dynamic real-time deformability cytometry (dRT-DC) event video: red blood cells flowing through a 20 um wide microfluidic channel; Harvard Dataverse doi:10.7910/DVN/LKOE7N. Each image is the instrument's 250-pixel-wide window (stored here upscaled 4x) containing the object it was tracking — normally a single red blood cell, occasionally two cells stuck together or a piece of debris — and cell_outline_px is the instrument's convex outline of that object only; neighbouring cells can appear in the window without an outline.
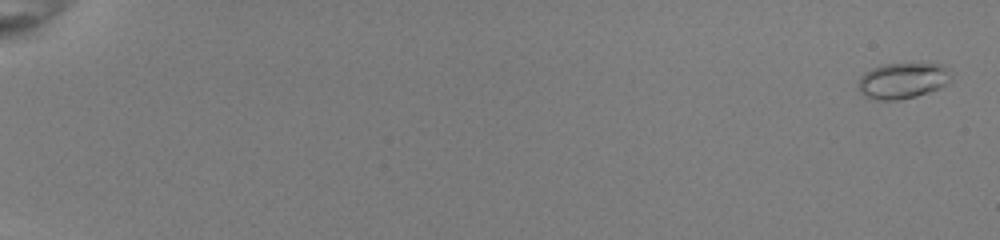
{"species": "common noctule bat (a hibernating species)", "species_latin": "Nyctalus noctula", "temperature_condition": "room temperature", "stored_images_in_passage": 54, "camera_frame_rate_fps": 3000, "um_per_image_px": 0.085, "animal": {"sex": "female", "body_mass_g": 22.0, "forearm_length_mm": 56.7}, "frame": {"image": 1, "passage_image": 2, "time_ms": 0.333, "image_size_px": [1000, 240], "cell_outline_px": [[952, 72], [948, 80], [940, 88], [916, 96], [900, 100], [880, 100], [864, 96], [856, 88], [860, 76], [864, 72], [872, 68], [884, 64], [944, 64], [952, 68]], "centroid_in_image_um": [76.71, 6.85], "position_along_channel_um": 8.3, "area_um2": 19.59}}
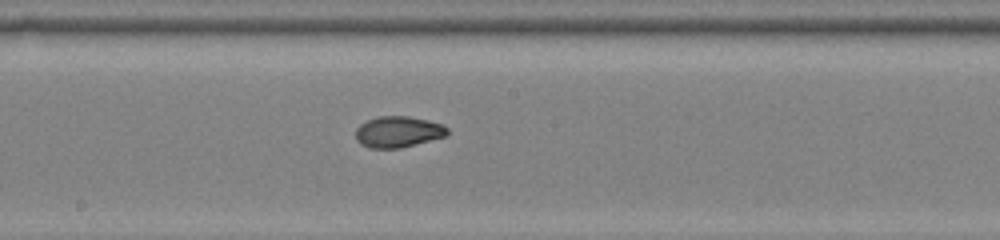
{"frame": {"image": 2, "passage_image": 33, "time_ms": 10.667, "image_size_px": [1000, 240], "cell_outline_px": [[448, 136], [400, 148], [372, 148], [360, 144], [356, 140], [356, 128], [360, 124], [368, 120], [380, 116], [408, 116], [428, 120], [444, 124], [448, 128]], "centroid_in_image_um": [33.87, 11.2], "position_along_channel_um": 214.3, "area_um2": 16.76}}
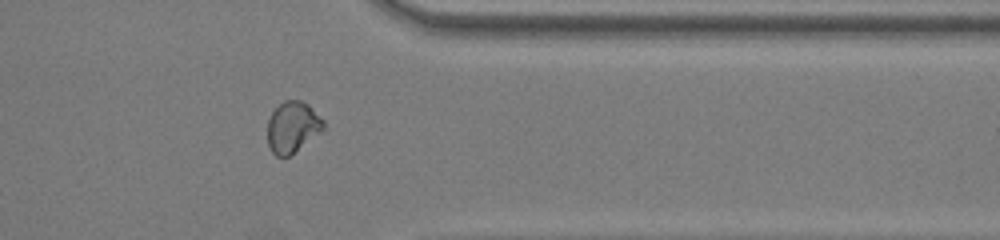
{"frame": {"image": 3, "passage_image": 46, "time_ms": 15.0, "image_size_px": [1000, 240], "cell_outline_px": [[324, 128], [320, 132], [284, 160], [276, 156], [272, 152], [268, 144], [268, 120], [272, 112], [284, 100], [300, 100], [308, 104], [324, 120]], "centroid_in_image_um": [24.85, 10.82], "position_along_channel_um": 386.5, "area_um2": 16.65}, "authors_computed_cell_mechanics": {"area_um2": 16.9643, "velocity_mm_per_s": 4.0351, "shape_relaxation_time_tau1_ms": null, "shape_relaxation_time_tau2_ms": 0.9551, "deformation_change_tau1": null, "deformation_change_tau2": 0.0471}}